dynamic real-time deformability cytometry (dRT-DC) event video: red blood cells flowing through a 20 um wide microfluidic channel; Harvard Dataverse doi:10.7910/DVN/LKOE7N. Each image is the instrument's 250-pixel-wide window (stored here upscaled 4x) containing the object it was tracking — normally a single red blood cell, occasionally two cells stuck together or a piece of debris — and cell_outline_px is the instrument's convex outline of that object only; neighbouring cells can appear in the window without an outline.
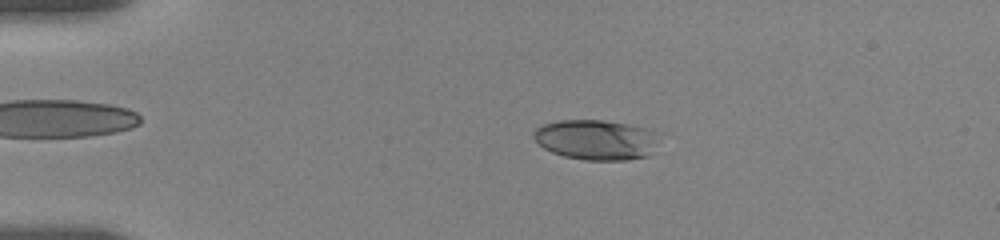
{"species": "human", "species_latin": "Homo sapiens", "temperature_condition": "room temperature", "stored_images_in_passage": 56, "camera_frame_rate_fps": 3000, "um_per_image_px": 0.085, "donor": {"sex": "female"}, "frame": {"image": 1, "passage_image": 12, "time_ms": 3.667, "image_size_px": [1000, 240], "cell_outline_px": [[652, 132], [648, 156], [628, 160], [584, 160], [564, 156], [552, 152], [544, 148], [532, 136], [532, 132], [536, 128], [544, 124], [560, 120], [604, 120], [628, 124], [648, 128]], "centroid_in_image_um": [50.53, 11.87], "position_along_channel_um": 34.5, "area_um2": 28.61}}
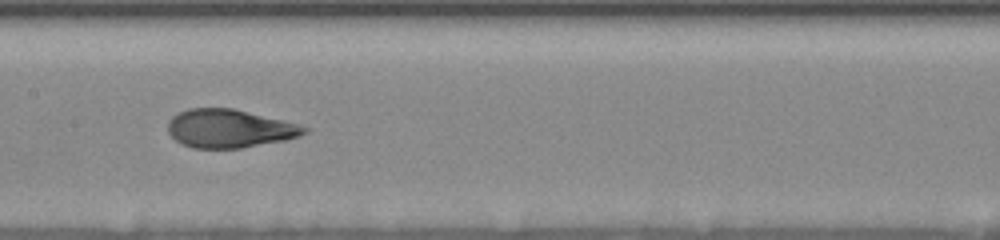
{"frame": {"image": 2, "passage_image": 29, "time_ms": 9.333, "image_size_px": [1000, 240], "cell_outline_px": [[312, 128], [308, 132], [300, 136], [284, 140], [240, 148], [192, 148], [176, 140], [168, 132], [168, 120], [172, 116], [188, 108], [232, 108], [284, 120], [300, 124]], "centroid_in_image_um": [19.53, 10.92], "position_along_channel_um": 187.9, "area_um2": 30.52}}
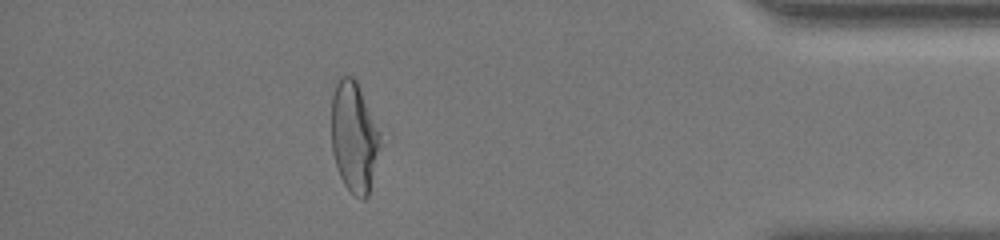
{"frame": {"image": 3, "passage_image": 50, "time_ms": 16.333, "image_size_px": [1000, 240], "cell_outline_px": [[380, 148], [368, 196], [364, 200], [360, 200], [344, 184], [340, 176], [332, 152], [332, 96], [336, 76], [352, 76], [356, 80], [380, 132]], "centroid_in_image_um": [30.08, 11.62], "position_along_channel_um": 405.1, "area_um2": 31.39}, "authors_computed_cell_mechanics": {"area_um2": 30.8363, "velocity_mm_per_s": 3.6272, "shape_relaxation_time_tau1_ms": 5.311, "shape_relaxation_time_tau2_ms": 1.1518, "deformation_change_tau1": 0.1848, "deformation_change_tau2": 0.0826}}